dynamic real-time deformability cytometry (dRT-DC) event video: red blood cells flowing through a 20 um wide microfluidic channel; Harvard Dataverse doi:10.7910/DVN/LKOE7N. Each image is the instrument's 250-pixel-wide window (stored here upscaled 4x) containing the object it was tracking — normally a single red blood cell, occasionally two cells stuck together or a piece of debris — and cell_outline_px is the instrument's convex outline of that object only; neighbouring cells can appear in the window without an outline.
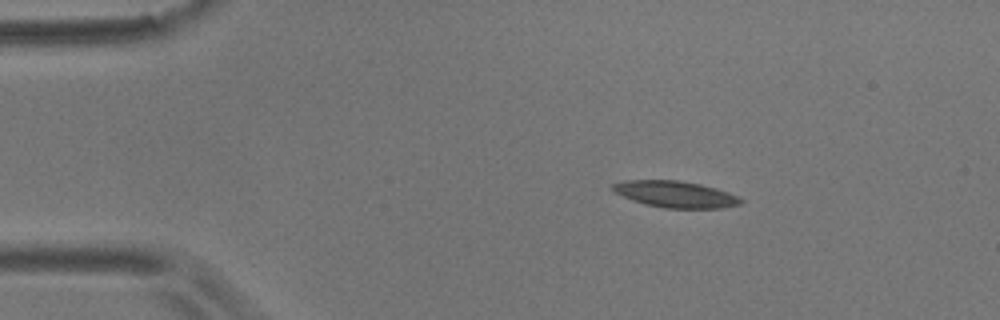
{"species": "common noctule bat (a hibernating species)", "species_latin": "Nyctalus noctula", "temperature_condition": "room temperature", "stored_images_in_passage": 5, "camera_frame_rate_fps": 3000, "um_per_image_px": 0.085, "animal": {"sex": "male", "body_mass_g": 17.9}, "frame": {"image": 1, "passage_image": 2, "time_ms": 0.333, "image_size_px": [1000, 320], "cell_outline_px": [[744, 200], [740, 204], [720, 208], [664, 208], [644, 204], [632, 200], [616, 192], [612, 188], [612, 184], [624, 180], [680, 180], [700, 184], [716, 188], [740, 196]], "centroid_in_image_um": [57.44, 16.51], "position_along_channel_um": 27.6, "area_um2": 19.77}}